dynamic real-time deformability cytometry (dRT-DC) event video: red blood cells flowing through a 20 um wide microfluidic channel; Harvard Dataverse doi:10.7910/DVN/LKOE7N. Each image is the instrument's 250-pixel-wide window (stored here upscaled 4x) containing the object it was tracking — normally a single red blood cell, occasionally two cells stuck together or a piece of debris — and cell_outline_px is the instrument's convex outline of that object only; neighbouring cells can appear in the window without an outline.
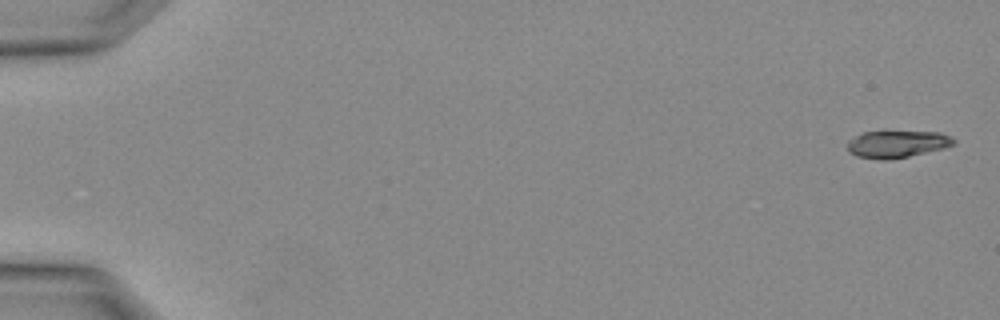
{"species": "Egyptian fruit bat (a non-hibernating species)", "species_latin": "Rousettus aegyptiacus", "temperature_condition": "warm", "stored_images_in_passage": 3, "camera_frame_rate_fps": 3000, "um_per_image_px": 0.085, "animal": {"sex": "female"}, "frame": {"image": 1, "passage_image": 1, "time_ms": 0.0, "image_size_px": [1000, 320], "cell_outline_px": [[956, 144], [944, 148], [908, 156], [888, 160], [880, 160], [856, 156], [848, 152], [848, 140], [864, 132], [940, 132], [952, 136], [956, 140]], "centroid_in_image_um": [76.27, 12.25], "position_along_channel_um": 8.7, "area_um2": 16.76}}
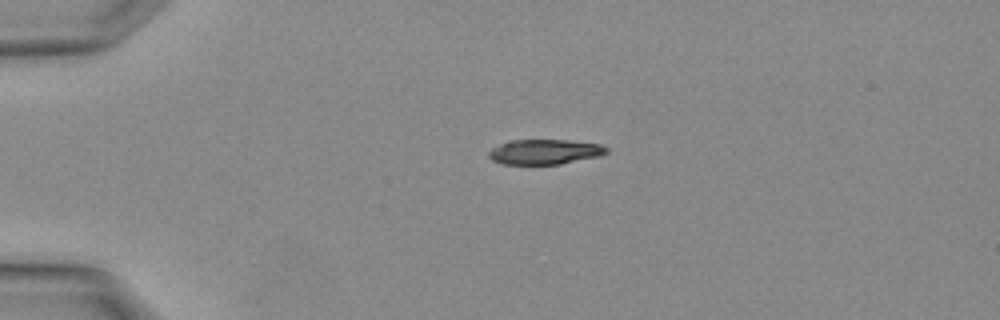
{"frame": {"image": 2, "passage_image": 3, "time_ms": 0.667, "image_size_px": [1000, 320], "cell_outline_px": [[608, 152], [600, 156], [560, 164], [500, 164], [492, 160], [488, 156], [488, 152], [492, 148], [500, 144], [512, 140], [568, 140], [600, 144], [608, 148]], "centroid_in_image_um": [46.3, 12.91], "position_along_channel_um": 38.7, "area_um2": 17.17}}